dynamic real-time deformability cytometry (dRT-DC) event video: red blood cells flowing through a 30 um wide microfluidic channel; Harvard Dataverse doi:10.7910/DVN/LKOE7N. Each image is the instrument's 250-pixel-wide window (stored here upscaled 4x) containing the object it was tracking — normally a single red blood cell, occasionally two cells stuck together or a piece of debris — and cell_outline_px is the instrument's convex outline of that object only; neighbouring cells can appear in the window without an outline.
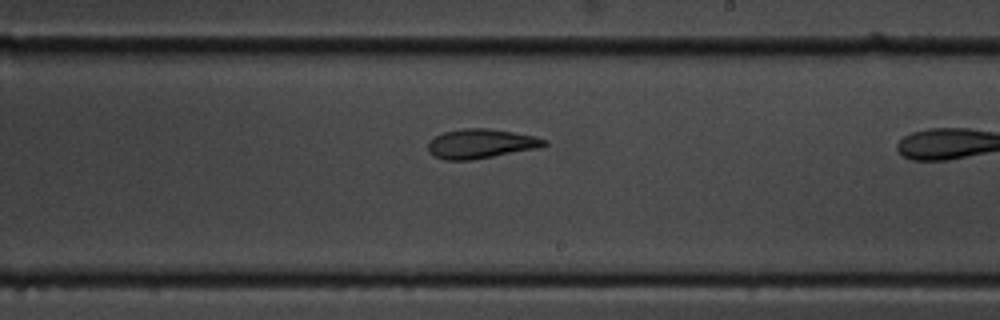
{"species": "common noctule bat (a hibernating species)", "species_latin": "Nyctalus noctula", "temperature_condition": "cold", "stored_images_in_passage": 7, "segment_of_instrument_passage": [2, 2], "camera_frame_rate_fps": 3000, "um_per_image_px": 0.085, "animal": {"sex": "male", "body_mass_g": 19.5, "forearm_length_mm": 54.6}, "frame": {"image": 1, "passage_image": 7, "time_ms": 7.0, "image_size_px": [1000, 320], "cell_outline_px": [[548, 144], [540, 148], [472, 160], [444, 160], [432, 156], [428, 152], [428, 144], [436, 136], [444, 132], [464, 128], [488, 128], [536, 136], [548, 140]], "centroid_in_image_um": [40.9, 12.22], "position_along_channel_um": 248.1, "area_um2": 20.06}}